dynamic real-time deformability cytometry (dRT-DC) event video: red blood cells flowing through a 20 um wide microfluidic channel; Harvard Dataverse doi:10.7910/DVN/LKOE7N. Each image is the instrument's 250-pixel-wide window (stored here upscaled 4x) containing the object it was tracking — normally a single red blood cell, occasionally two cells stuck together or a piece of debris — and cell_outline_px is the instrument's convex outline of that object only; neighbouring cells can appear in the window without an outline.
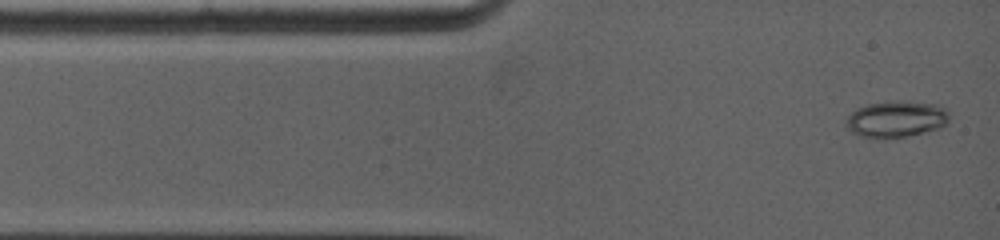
{"species": "common noctule bat (a hibernating species)", "species_latin": "Nyctalus noctula", "temperature_condition": "warm", "stored_images_in_passage": 102, "camera_frame_rate_fps": 5000, "um_per_image_px": 0.085, "animal": {"sex": "female", "body_mass_g": 19.0, "forearm_length_mm": 53.3}, "frame": {"image": 1, "passage_image": 1, "time_ms": 0.0, "image_size_px": [1000, 240], "cell_outline_px": [[948, 124], [940, 128], [904, 136], [860, 136], [852, 132], [848, 128], [844, 120], [856, 108], [868, 104], [900, 100], [940, 104], [948, 112]], "centroid_in_image_um": [76.21, 10.08], "position_along_channel_um": 8.8, "area_um2": 21.56}}
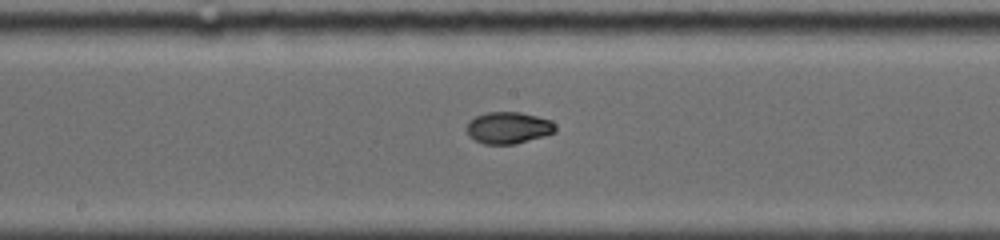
{"frame": {"image": 2, "passage_image": 34, "time_ms": 6.0, "image_size_px": [1000, 240], "cell_outline_px": [[556, 132], [544, 136], [516, 144], [484, 144], [468, 136], [468, 120], [476, 116], [488, 112], [520, 112], [552, 120], [556, 124]], "centroid_in_image_um": [43.24, 10.86], "position_along_channel_um": 205.0, "area_um2": 16.47}}
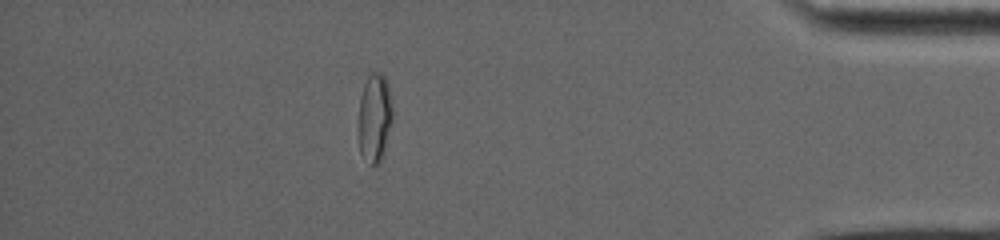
{"frame": {"image": 3, "passage_image": 75, "time_ms": 12.2, "image_size_px": [1000, 240], "cell_outline_px": [[392, 120], [384, 156], [380, 164], [372, 164], [360, 152], [360, 96], [364, 84], [368, 76], [372, 72], [376, 72], [384, 76], [388, 84], [392, 100]], "centroid_in_image_um": [31.89, 10.0], "position_along_channel_um": 403.3, "area_um2": 17.4}, "authors_computed_cell_mechanics": {"area_um2": 16.9065, "velocity_mm_per_s": 3.9932, "shape_relaxation_time_tau1_ms": null, "shape_relaxation_time_tau2_ms": 2.0249, "deformation_change_tau1": null, "deformation_change_tau2": 0.0373}}